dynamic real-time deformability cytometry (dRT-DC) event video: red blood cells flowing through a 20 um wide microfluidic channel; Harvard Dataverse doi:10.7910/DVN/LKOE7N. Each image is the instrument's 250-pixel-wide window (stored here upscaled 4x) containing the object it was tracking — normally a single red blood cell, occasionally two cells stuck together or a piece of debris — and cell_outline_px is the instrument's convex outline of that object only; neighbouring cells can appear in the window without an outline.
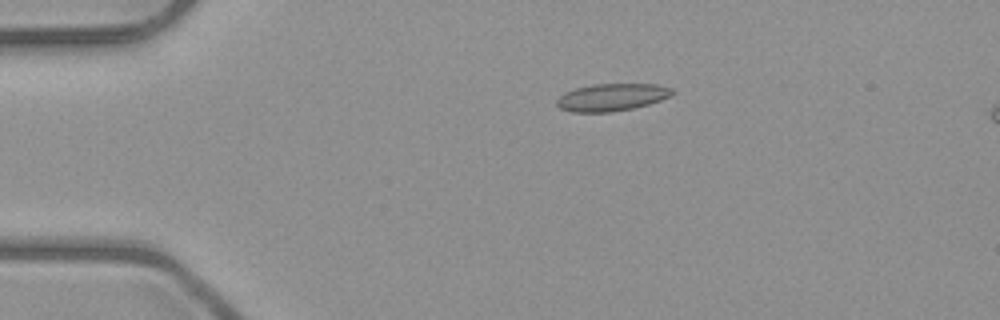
{"species": "common noctule bat (a hibernating species)", "species_latin": "Nyctalus noctula", "temperature_condition": "room temperature", "stored_images_in_passage": 2, "camera_frame_rate_fps": 3000, "um_per_image_px": 0.085, "animal": {"sex": "male", "body_mass_g": 23.1, "forearm_length_mm": 52.7}, "frame": {"image": 1, "passage_image": 1, "time_ms": 0.0, "image_size_px": [1000, 320], "cell_outline_px": [[676, 92], [660, 100], [648, 104], [632, 108], [612, 112], [572, 112], [560, 108], [556, 104], [556, 100], [564, 92], [576, 88], [592, 84], [656, 84], [672, 88]], "centroid_in_image_um": [51.98, 8.26], "position_along_channel_um": 33.0, "area_um2": 18.38}}